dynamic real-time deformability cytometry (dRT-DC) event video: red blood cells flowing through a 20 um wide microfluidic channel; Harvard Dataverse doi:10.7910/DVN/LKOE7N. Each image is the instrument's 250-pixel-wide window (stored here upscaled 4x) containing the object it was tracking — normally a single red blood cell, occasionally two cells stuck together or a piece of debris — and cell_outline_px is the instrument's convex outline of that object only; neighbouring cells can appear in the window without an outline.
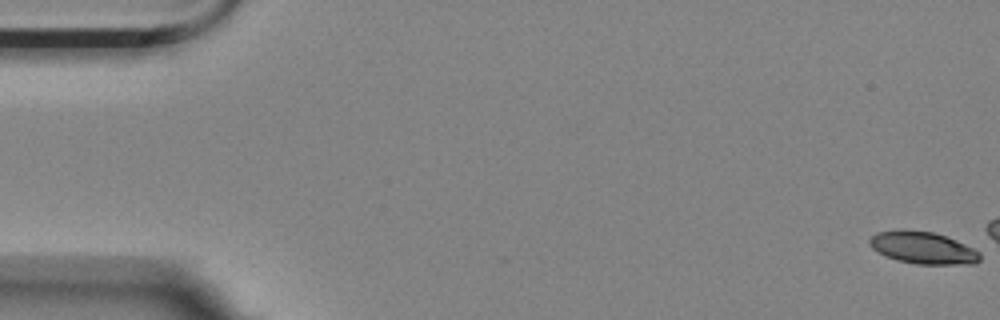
{"species": "Egyptian fruit bat (a non-hibernating species)", "species_latin": "Rousettus aegyptiacus", "temperature_condition": "room temperature", "stored_images_in_passage": 6, "camera_frame_rate_fps": 3000, "um_per_image_px": 0.085, "animal": {"sex": "female"}, "frame": {"image": 1, "passage_image": 1, "time_ms": 0.0, "image_size_px": [1000, 320], "cell_outline_px": [[980, 260], [976, 264], [916, 264], [896, 260], [872, 248], [868, 244], [868, 240], [876, 232], [932, 232], [956, 240], [980, 252]], "centroid_in_image_um": [78.49, 21.11], "position_along_channel_um": 6.5, "area_um2": 19.94}}